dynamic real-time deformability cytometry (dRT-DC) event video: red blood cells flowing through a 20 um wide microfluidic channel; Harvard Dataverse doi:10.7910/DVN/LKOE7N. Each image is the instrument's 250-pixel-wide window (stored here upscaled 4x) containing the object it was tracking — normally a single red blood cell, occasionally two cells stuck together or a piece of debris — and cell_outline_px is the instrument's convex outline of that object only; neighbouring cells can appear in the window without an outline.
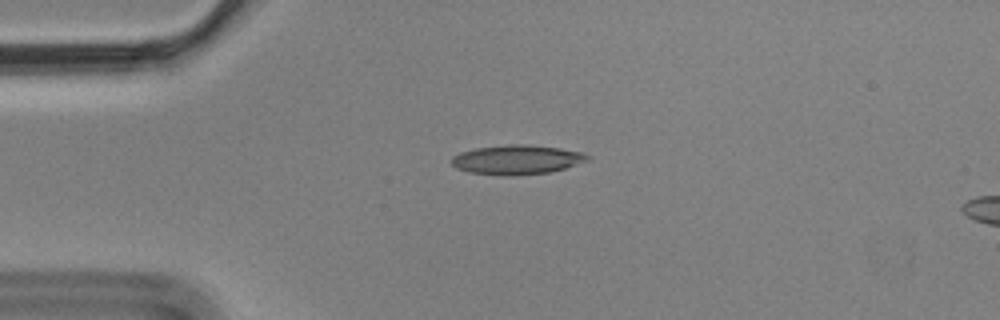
{"species": "Egyptian fruit bat (a non-hibernating species)", "species_latin": "Rousettus aegyptiacus", "temperature_condition": "cold", "stored_images_in_passage": 5, "camera_frame_rate_fps": 3000, "um_per_image_px": 0.085, "animal": {"sex": "male"}, "frame": {"image": 1, "passage_image": 4, "time_ms": 1.0, "image_size_px": [1000, 320], "cell_outline_px": [[588, 160], [564, 168], [548, 172], [512, 176], [504, 176], [468, 172], [456, 168], [452, 164], [452, 156], [460, 152], [476, 148], [512, 144], [524, 144], [560, 148], [580, 152], [588, 156]], "centroid_in_image_um": [43.87, 13.58], "position_along_channel_um": 41.1, "area_um2": 23.06}}